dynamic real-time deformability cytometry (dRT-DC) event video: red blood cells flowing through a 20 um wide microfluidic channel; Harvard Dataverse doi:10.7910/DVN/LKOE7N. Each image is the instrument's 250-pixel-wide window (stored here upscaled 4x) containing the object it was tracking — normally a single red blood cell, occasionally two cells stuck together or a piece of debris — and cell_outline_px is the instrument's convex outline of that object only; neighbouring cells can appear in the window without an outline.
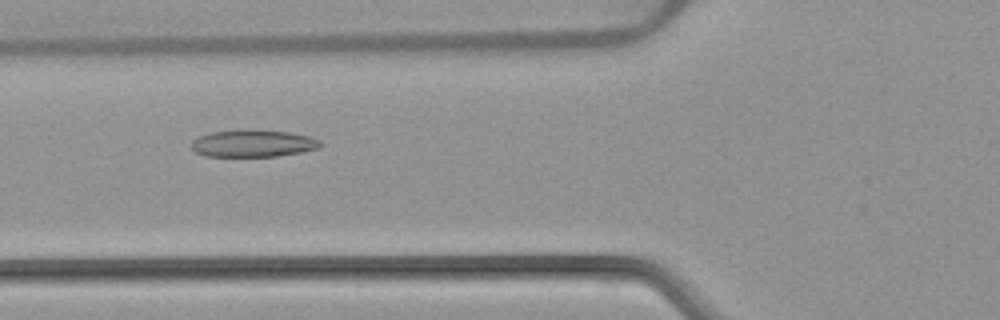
{"species": "common noctule bat (a hibernating species)", "species_latin": "Nyctalus noctula", "temperature_condition": "warm", "stored_images_in_passage": 39, "camera_frame_rate_fps": 3000, "um_per_image_px": 0.085, "animal": {"sex": "female", "body_mass_g": 22.7, "forearm_length_mm": 54.2}, "frame": {"image": 1, "passage_image": 6, "time_ms": 1.667, "image_size_px": [1000, 320], "cell_outline_px": [[324, 144], [320, 148], [300, 152], [276, 156], [204, 156], [196, 152], [192, 148], [192, 140], [200, 136], [212, 132], [240, 128], [248, 128], [288, 132], [308, 136], [320, 140]], "centroid_in_image_um": [21.52, 12.17], "position_along_channel_um": 104.3, "area_um2": 20.69}}
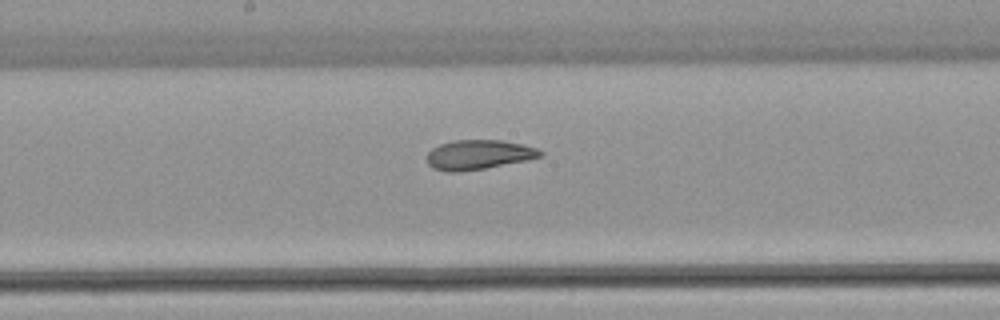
{"frame": {"image": 2, "passage_image": 14, "time_ms": 4.333, "image_size_px": [1000, 320], "cell_outline_px": [[544, 156], [528, 160], [484, 168], [460, 172], [448, 172], [432, 168], [428, 164], [428, 152], [432, 148], [440, 144], [452, 140], [504, 140], [524, 144], [536, 148], [544, 152]], "centroid_in_image_um": [40.71, 13.14], "position_along_channel_um": 207.5, "area_um2": 19.71}}
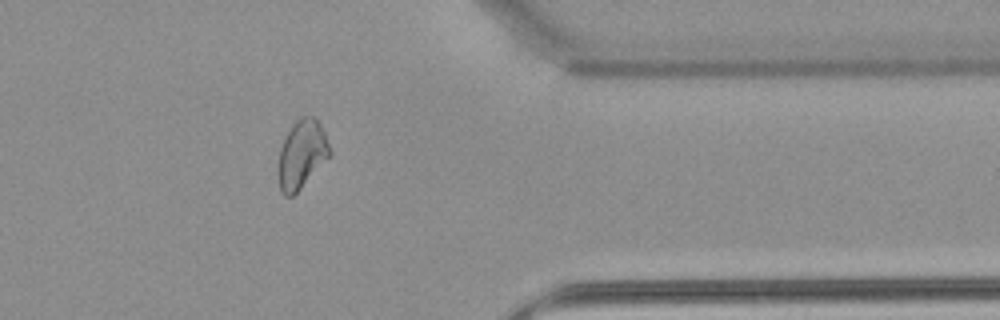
{"frame": {"image": 3, "passage_image": 29, "time_ms": 9.333, "image_size_px": [1000, 320], "cell_outline_px": [[332, 156], [292, 196], [284, 196], [280, 188], [276, 172], [276, 168], [280, 148], [292, 124], [300, 116], [312, 116], [320, 124], [324, 132], [332, 152]], "centroid_in_image_um": [25.64, 13.13], "position_along_channel_um": 385.8, "area_um2": 20.75}, "authors_computed_cell_mechanics": {"area_um2": 20.5768, "velocity_mm_per_s": 3.867, "shape_relaxation_time_tau1_ms": null, "shape_relaxation_time_tau2_ms": 2.6832, "deformation_change_tau1": null, "deformation_change_tau2": 0.0822}}